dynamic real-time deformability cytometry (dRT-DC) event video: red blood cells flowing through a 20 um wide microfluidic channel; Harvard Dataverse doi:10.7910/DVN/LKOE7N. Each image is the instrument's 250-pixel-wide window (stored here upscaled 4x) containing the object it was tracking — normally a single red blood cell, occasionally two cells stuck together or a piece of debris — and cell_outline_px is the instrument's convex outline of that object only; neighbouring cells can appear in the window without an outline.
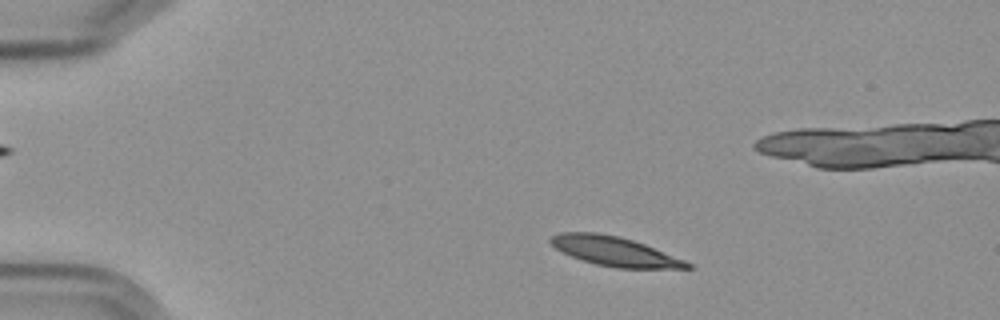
{"species": "Egyptian fruit bat (a non-hibernating species)", "species_latin": "Rousettus aegyptiacus", "temperature_condition": "cold", "stored_images_in_passage": 48, "camera_frame_rate_fps": 3000, "um_per_image_px": 0.085, "frame": {"image": 1, "passage_image": 1, "time_ms": 0.0, "image_size_px": [1000, 320], "cell_outline_px": [[692, 268], [616, 268], [596, 264], [572, 256], [556, 248], [548, 240], [552, 236], [560, 232], [596, 232], [620, 236], [644, 244], [684, 260], [692, 264]], "centroid_in_image_um": [52.23, 21.35], "position_along_channel_um": 32.8, "area_um2": 23.0}}
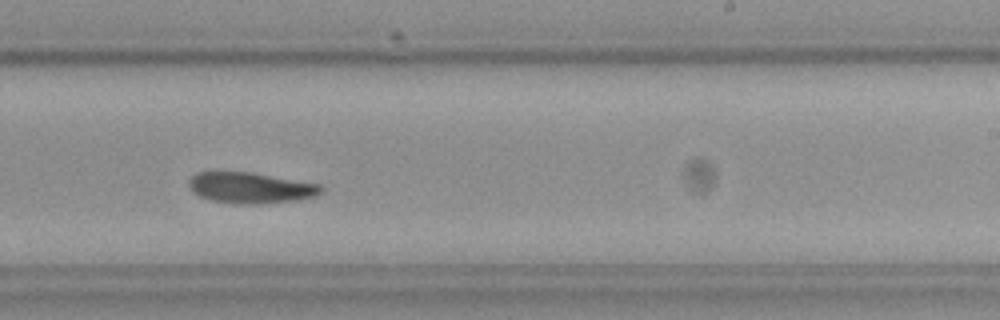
{"frame": {"image": 2, "passage_image": 26, "time_ms": 8.333, "image_size_px": [1000, 320], "cell_outline_px": [[324, 188], [316, 196], [296, 200], [260, 204], [236, 204], [212, 200], [200, 196], [192, 192], [188, 184], [188, 180], [196, 172], [252, 172], [320, 184]], "centroid_in_image_um": [21.29, 15.96], "position_along_channel_um": 267.7, "area_um2": 23.87}}
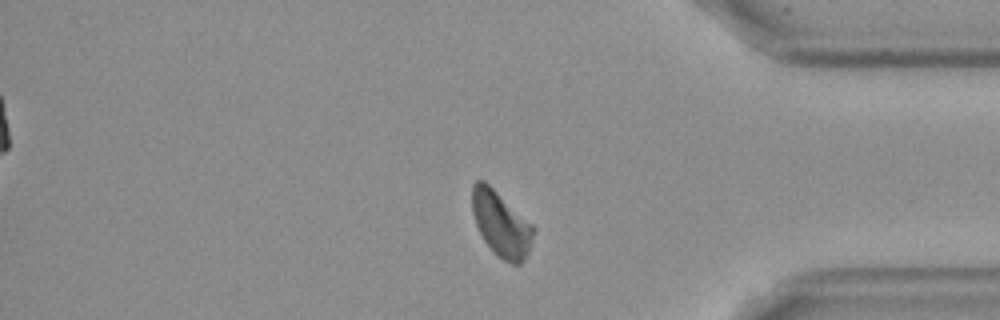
{"frame": {"image": 3, "passage_image": 38, "time_ms": 12.333, "image_size_px": [1000, 320], "cell_outline_px": [[536, 228], [528, 252], [524, 260], [520, 264], [512, 264], [504, 260], [492, 252], [484, 240], [476, 224], [472, 212], [472, 184], [476, 180], [484, 180], [532, 224]], "centroid_in_image_um": [42.59, 19.04], "position_along_channel_um": 392.6, "area_um2": 23.12}}